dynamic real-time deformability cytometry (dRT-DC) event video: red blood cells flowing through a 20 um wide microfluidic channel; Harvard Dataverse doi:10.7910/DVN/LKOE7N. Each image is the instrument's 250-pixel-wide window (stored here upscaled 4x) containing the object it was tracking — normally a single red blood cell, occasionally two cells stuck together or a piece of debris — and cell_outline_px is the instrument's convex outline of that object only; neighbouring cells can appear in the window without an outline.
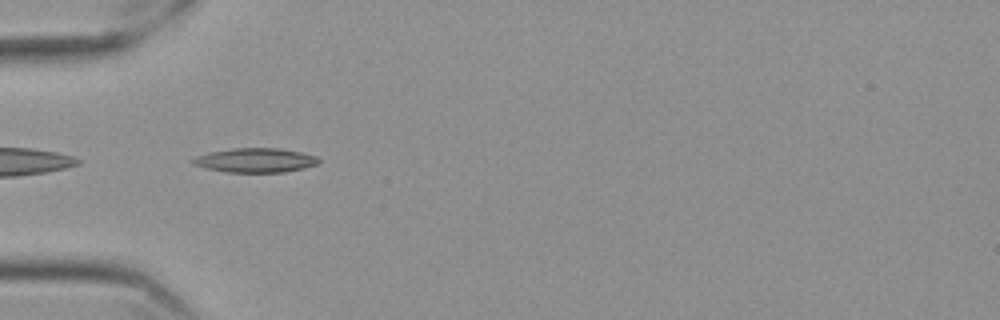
{"species": "Egyptian fruit bat (a non-hibernating species)", "species_latin": "Rousettus aegyptiacus", "temperature_condition": "cold", "stored_images_in_passage": 40, "camera_frame_rate_fps": 3000, "um_per_image_px": 0.085, "frame": {"image": 1, "passage_image": 1, "time_ms": 0.0, "image_size_px": [1000, 320], "cell_outline_px": [[320, 164], [304, 168], [284, 172], [224, 172], [204, 168], [192, 164], [188, 160], [196, 156], [208, 152], [232, 148], [280, 148], [300, 152], [316, 156], [320, 160]], "centroid_in_image_um": [21.66, 13.62], "position_along_channel_um": 63.3, "area_um2": 18.09}}
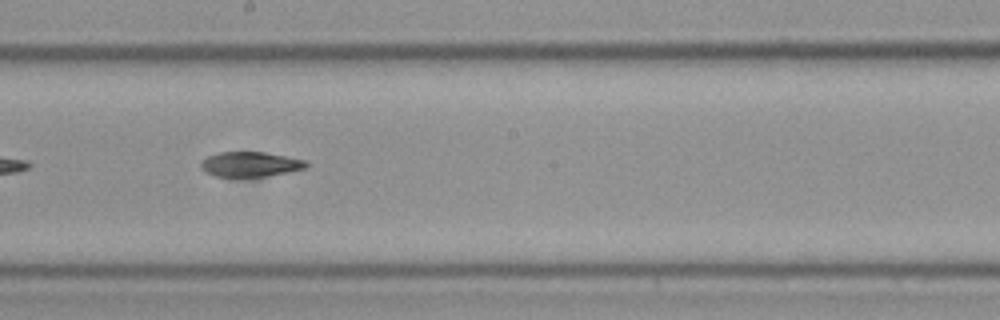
{"frame": {"image": 2, "passage_image": 15, "time_ms": 4.667, "image_size_px": [1000, 320], "cell_outline_px": [[308, 164], [304, 168], [264, 176], [216, 176], [204, 172], [200, 168], [200, 164], [208, 156], [216, 152], [264, 152], [304, 160]], "centroid_in_image_um": [21.19, 13.95], "position_along_channel_um": 227.0, "area_um2": 14.91}}
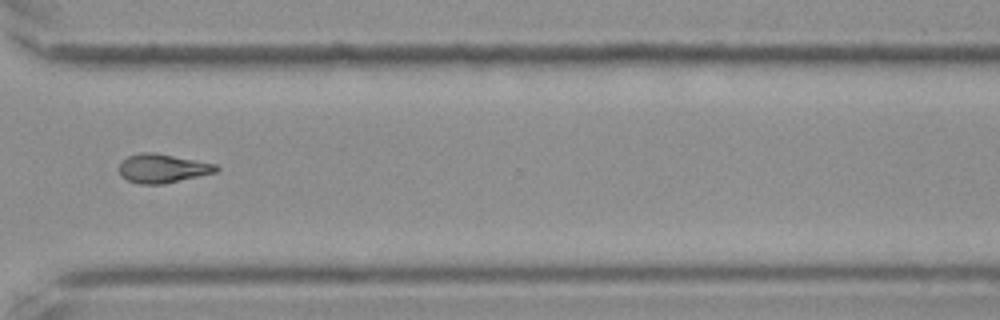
{"frame": {"image": 3, "passage_image": 26, "time_ms": 8.333, "image_size_px": [1000, 320], "cell_outline_px": [[220, 168], [216, 172], [164, 184], [140, 184], [128, 180], [120, 176], [120, 164], [128, 156], [140, 152], [152, 152], [216, 164]], "centroid_in_image_um": [13.81, 14.32], "position_along_channel_um": 356.8, "area_um2": 16.13}}